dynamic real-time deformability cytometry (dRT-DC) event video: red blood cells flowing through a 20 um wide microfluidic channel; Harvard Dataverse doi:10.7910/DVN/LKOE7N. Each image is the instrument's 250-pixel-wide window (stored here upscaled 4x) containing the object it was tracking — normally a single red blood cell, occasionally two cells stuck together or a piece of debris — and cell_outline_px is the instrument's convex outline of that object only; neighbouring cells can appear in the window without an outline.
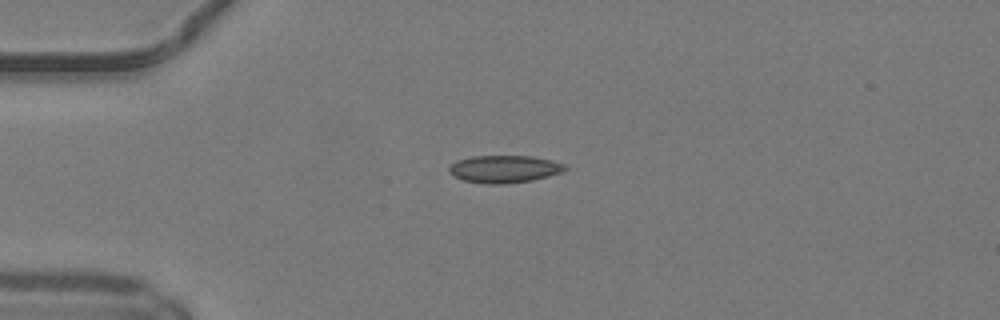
{"species": "common noctule bat (a hibernating species)", "species_latin": "Nyctalus noctula", "temperature_condition": "warm", "stored_images_in_passage": 38, "camera_frame_rate_fps": 3000, "um_per_image_px": 0.085, "animal": {"sex": "male", "body_mass_g": 19.2, "forearm_length_mm": 51.8}, "frame": {"image": 1, "passage_image": 1, "time_ms": 0.0, "image_size_px": [1000, 320], "cell_outline_px": [[568, 168], [560, 172], [548, 176], [532, 180], [504, 184], [488, 184], [464, 180], [452, 176], [448, 172], [448, 168], [456, 160], [472, 156], [532, 156], [552, 160], [564, 164]], "centroid_in_image_um": [42.83, 14.36], "position_along_channel_um": 42.2, "area_um2": 18.55}}
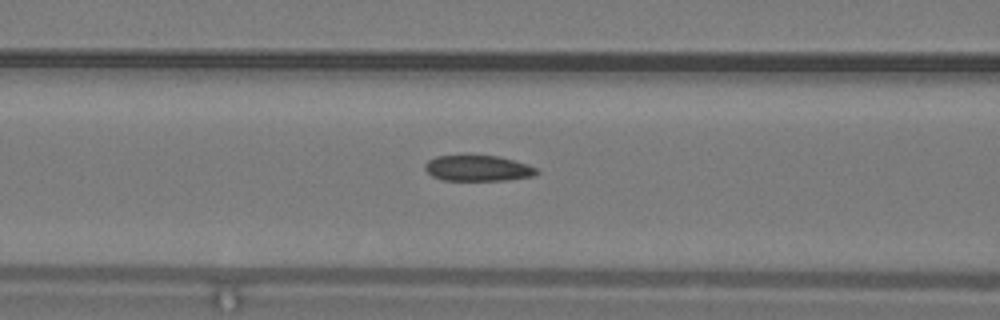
{"frame": {"image": 2, "passage_image": 9, "time_ms": 2.667, "image_size_px": [1000, 320], "cell_outline_px": [[540, 172], [532, 176], [508, 180], [444, 180], [432, 176], [424, 168], [424, 164], [428, 160], [436, 156], [468, 152], [500, 156], [528, 164], [536, 168]], "centroid_in_image_um": [40.59, 14.24], "position_along_channel_um": 126.0, "area_um2": 17.63}}
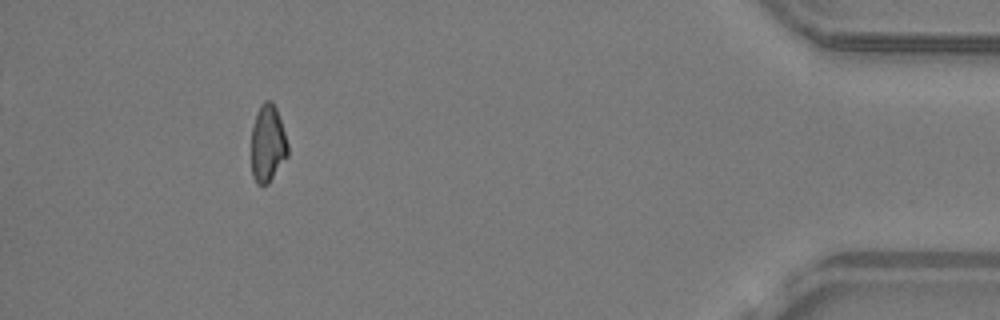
{"frame": {"image": 3, "passage_image": 34, "time_ms": 11.0, "image_size_px": [1000, 320], "cell_outline_px": [[288, 156], [268, 184], [256, 184], [252, 176], [252, 128], [256, 112], [260, 104], [264, 100], [272, 100], [276, 108], [288, 144]], "centroid_in_image_um": [22.75, 12.19], "position_along_channel_um": 412.5, "area_um2": 16.47}, "authors_computed_cell_mechanics": {"area_um2": 17.5134, "velocity_mm_per_s": 4.1721, "shape_relaxation_time_tau1_ms": null, "shape_relaxation_time_tau2_ms": 6.6654, "deformation_change_tau1": null, "deformation_change_tau2": 0.1034}}